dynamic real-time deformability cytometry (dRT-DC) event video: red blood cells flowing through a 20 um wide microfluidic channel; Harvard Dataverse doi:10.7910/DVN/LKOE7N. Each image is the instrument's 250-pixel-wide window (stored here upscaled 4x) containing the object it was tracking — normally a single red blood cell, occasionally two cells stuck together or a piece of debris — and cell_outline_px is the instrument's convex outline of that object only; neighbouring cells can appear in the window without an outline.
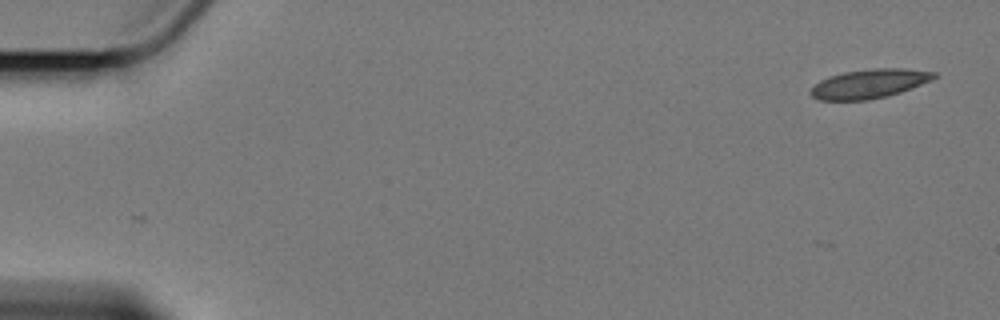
{"species": "Egyptian fruit bat (a non-hibernating species)", "species_latin": "Rousettus aegyptiacus", "temperature_condition": "cold", "stored_images_in_passage": 3, "camera_frame_rate_fps": 3000, "um_per_image_px": 0.085, "animal": {"sex": "female"}, "frame": {"image": 1, "passage_image": 1, "time_ms": 0.0, "image_size_px": [1000, 320], "cell_outline_px": [[940, 76], [932, 80], [912, 88], [900, 92], [868, 100], [820, 100], [812, 96], [808, 92], [820, 80], [828, 76], [844, 72], [872, 68], [904, 68], [936, 72]], "centroid_in_image_um": [73.92, 7.1], "position_along_channel_um": 11.1, "area_um2": 20.98}}